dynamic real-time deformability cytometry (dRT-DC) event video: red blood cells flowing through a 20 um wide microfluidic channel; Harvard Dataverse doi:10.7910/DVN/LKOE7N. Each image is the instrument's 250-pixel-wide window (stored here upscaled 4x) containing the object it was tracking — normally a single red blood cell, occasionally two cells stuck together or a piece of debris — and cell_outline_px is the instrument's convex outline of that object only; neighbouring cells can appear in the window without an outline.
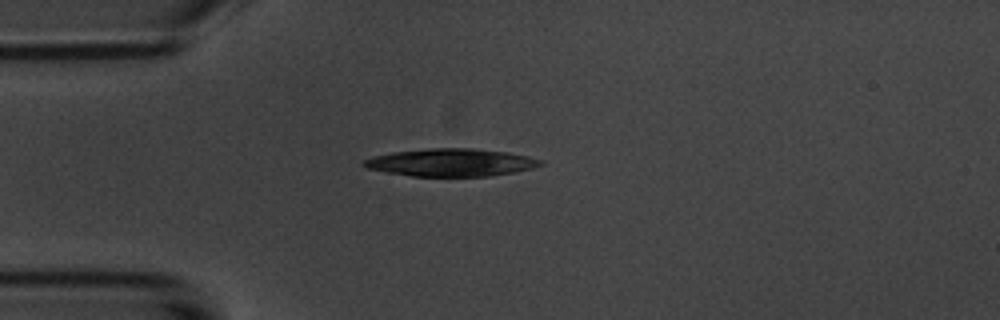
{"species": "common noctule bat (a hibernating species)", "species_latin": "Nyctalus noctula", "temperature_condition": "room temperature", "stored_images_in_passage": 4, "camera_frame_rate_fps": 3000, "um_per_image_px": 0.085, "animal": {"sex": "male", "body_mass_g": 20.1, "forearm_length_mm": 53.5}, "frame": {"image": 1, "passage_image": 3, "time_ms": 3.333, "image_size_px": [1000, 320], "cell_outline_px": [[544, 164], [532, 168], [512, 172], [488, 176], [412, 176], [364, 168], [360, 164], [360, 160], [372, 156], [392, 152], [428, 148], [472, 148], [508, 152], [528, 156], [544, 160]], "centroid_in_image_um": [38.28, 13.8], "position_along_channel_um": 46.7, "area_um2": 28.67}}